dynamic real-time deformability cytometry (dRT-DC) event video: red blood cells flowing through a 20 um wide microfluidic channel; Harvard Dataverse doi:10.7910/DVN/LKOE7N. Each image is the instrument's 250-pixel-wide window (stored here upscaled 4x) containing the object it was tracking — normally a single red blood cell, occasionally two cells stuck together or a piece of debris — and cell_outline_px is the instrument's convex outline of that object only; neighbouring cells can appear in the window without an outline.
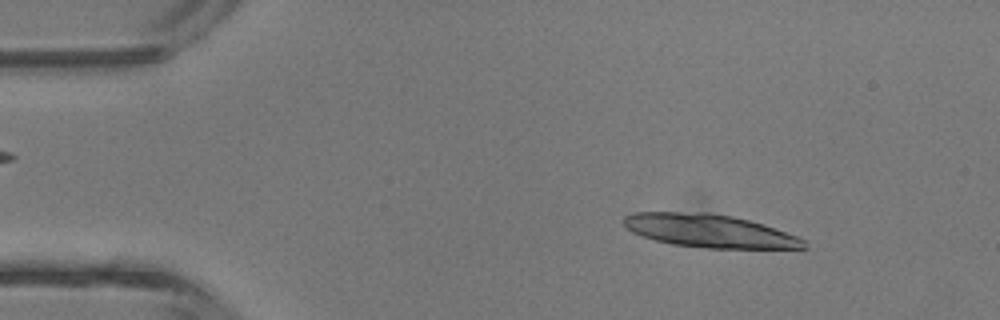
{"species": "common noctule bat (a hibernating species)", "species_latin": "Nyctalus noctula", "temperature_condition": "room temperature", "stored_images_in_passage": 21, "camera_frame_rate_fps": 3000, "um_per_image_px": 0.085, "animal": {"sex": "male", "body_mass_g": 13.3}, "frame": {"image": 1, "passage_image": 2, "time_ms": 0.333, "image_size_px": [1000, 320], "cell_outline_px": [[808, 248], [708, 248], [672, 244], [640, 236], [632, 232], [624, 224], [624, 216], [632, 212], [708, 212], [732, 216], [748, 220], [796, 236], [804, 240]], "centroid_in_image_um": [60.24, 19.62], "position_along_channel_um": 24.8, "area_um2": 34.39}}
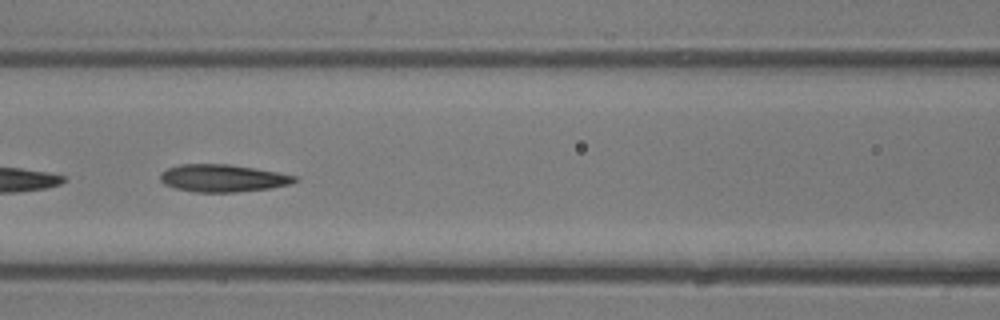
{"frame": {"image": 2, "passage_image": 15, "time_ms": 4.667, "image_size_px": [1000, 320], "cell_outline_px": [[300, 180], [292, 184], [268, 188], [236, 192], [196, 192], [176, 188], [164, 184], [160, 180], [160, 172], [168, 168], [180, 164], [228, 164], [256, 168], [296, 176]], "centroid_in_image_um": [18.94, 15.14], "position_along_channel_um": 147.7, "area_um2": 21.5}}
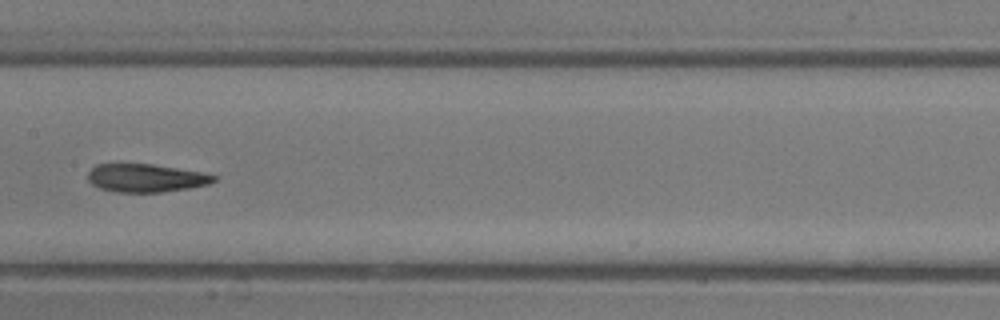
{"frame": {"image": 3, "passage_image": 18, "time_ms": 5.667, "image_size_px": [1000, 320], "cell_outline_px": [[220, 176], [216, 180], [208, 184], [188, 188], [160, 192], [116, 192], [100, 188], [92, 184], [88, 180], [88, 172], [96, 164], [152, 164], [204, 172]], "centroid_in_image_um": [12.43, 15.12], "position_along_channel_um": 195.0, "area_um2": 20.69}}